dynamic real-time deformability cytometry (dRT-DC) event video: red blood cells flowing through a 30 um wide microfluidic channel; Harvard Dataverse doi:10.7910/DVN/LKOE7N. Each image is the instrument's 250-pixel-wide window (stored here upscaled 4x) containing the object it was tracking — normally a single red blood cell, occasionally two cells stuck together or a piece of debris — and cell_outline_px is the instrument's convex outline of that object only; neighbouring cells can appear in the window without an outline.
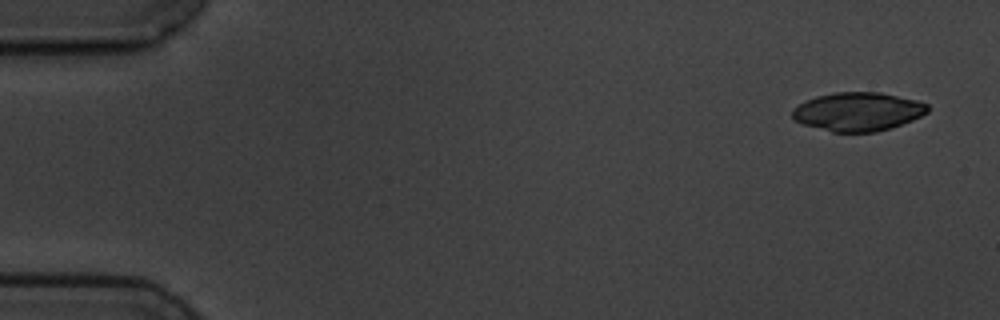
{"species": "common noctule bat (a hibernating species)", "species_latin": "Nyctalus noctula", "temperature_condition": "cold", "stored_images_in_passage": 5, "camera_frame_rate_fps": 3000, "um_per_image_px": 0.085, "animal": {"sex": "male", "body_mass_g": 19.5, "forearm_length_mm": 54.6}, "frame": {"image": 1, "passage_image": 1, "time_ms": 0.0, "image_size_px": [1000, 320], "cell_outline_px": [[928, 112], [912, 120], [892, 128], [876, 132], [832, 132], [804, 124], [796, 120], [792, 116], [792, 108], [804, 100], [816, 96], [832, 92], [880, 92], [916, 100], [928, 104]], "centroid_in_image_um": [72.91, 9.48], "position_along_channel_um": 12.1, "area_um2": 30.58}}